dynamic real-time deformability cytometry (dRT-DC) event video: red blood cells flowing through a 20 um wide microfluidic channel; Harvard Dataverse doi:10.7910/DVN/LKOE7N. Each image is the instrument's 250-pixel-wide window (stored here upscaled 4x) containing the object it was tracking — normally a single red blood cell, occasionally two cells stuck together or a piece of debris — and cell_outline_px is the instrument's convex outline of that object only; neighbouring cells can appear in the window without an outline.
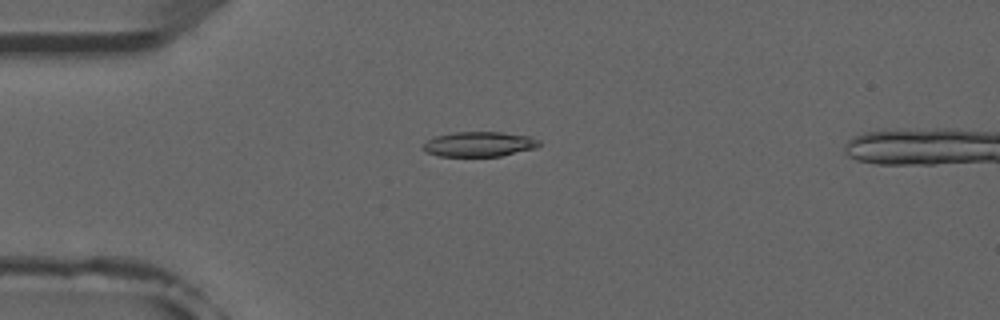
{"species": "common noctule bat (a hibernating species)", "species_latin": "Nyctalus noctula", "temperature_condition": "room temperature", "stored_images_in_passage": 6, "camera_frame_rate_fps": 3000, "um_per_image_px": 0.085, "animal": {"sex": "male", "forearm_length_mm": 52.5}, "frame": {"image": 1, "passage_image": 4, "time_ms": 3.333, "image_size_px": [1000, 320], "cell_outline_px": [[540, 144], [536, 148], [500, 156], [440, 156], [424, 152], [420, 148], [428, 140], [436, 136], [452, 132], [500, 132], [528, 136], [540, 140]], "centroid_in_image_um": [40.7, 12.25], "position_along_channel_um": 44.3, "area_um2": 16.88}}